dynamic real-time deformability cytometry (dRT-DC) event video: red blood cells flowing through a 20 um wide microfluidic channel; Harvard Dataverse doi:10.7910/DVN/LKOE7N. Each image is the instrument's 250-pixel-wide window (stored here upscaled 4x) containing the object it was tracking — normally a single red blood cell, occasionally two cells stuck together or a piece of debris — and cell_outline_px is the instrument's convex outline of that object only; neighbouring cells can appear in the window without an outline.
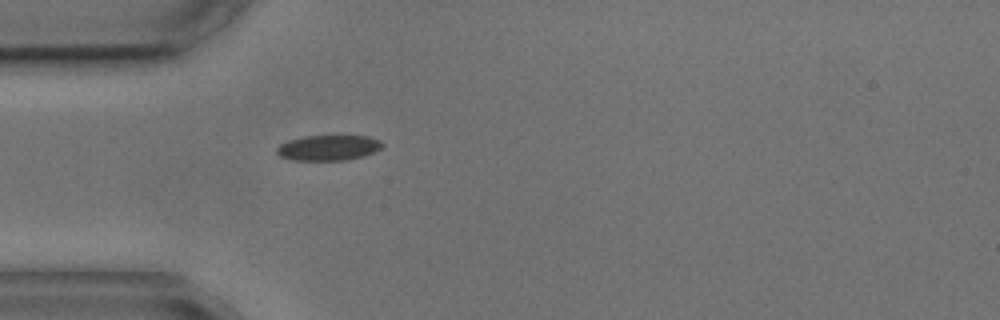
{"species": "common noctule bat (a hibernating species)", "species_latin": "Nyctalus noctula", "temperature_condition": "cold", "stored_images_in_passage": 1, "camera_frame_rate_fps": 3000, "um_per_image_px": 0.085, "animal": {"sex": "male", "body_mass_g": 17.9, "forearm_length_mm": 54.2}, "frame": {"image": 1, "passage_image": 1, "time_ms": 0.0, "image_size_px": [1000, 320], "cell_outline_px": [[384, 144], [380, 148], [364, 156], [344, 160], [292, 160], [280, 156], [276, 152], [276, 148], [280, 144], [288, 140], [304, 136], [368, 136], [380, 140]], "centroid_in_image_um": [27.89, 12.55], "position_along_channel_um": 57.1, "area_um2": 15.55}}